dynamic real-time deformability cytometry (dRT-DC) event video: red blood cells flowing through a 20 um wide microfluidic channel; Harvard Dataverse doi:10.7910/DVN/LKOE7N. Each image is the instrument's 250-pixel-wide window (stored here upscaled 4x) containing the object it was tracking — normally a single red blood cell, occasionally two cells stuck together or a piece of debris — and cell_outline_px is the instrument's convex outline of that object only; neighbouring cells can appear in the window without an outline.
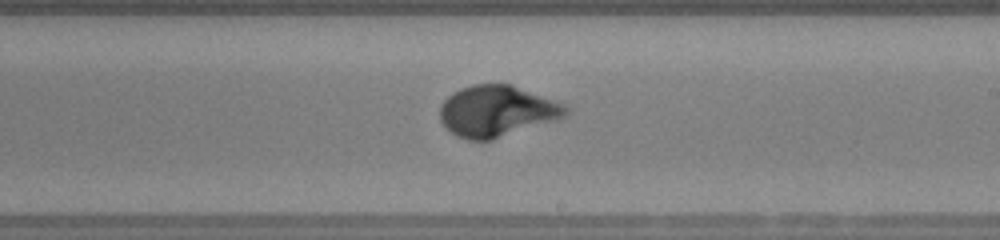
{"species": "human", "species_latin": "Homo sapiens", "temperature_condition": "warm", "stored_images_in_passage": 48, "camera_frame_rate_fps": 3000, "um_per_image_px": 0.085, "donor": {"sex": "female"}, "frame": {"image": 1, "passage_image": 27, "time_ms": 8.667, "image_size_px": [1000, 240], "cell_outline_px": [[568, 112], [560, 120], [492, 140], [468, 140], [456, 136], [440, 120], [440, 104], [452, 92], [460, 88], [472, 84], [508, 84], [564, 104], [568, 108]], "centroid_in_image_um": [42.23, 9.46], "position_along_channel_um": 246.8, "area_um2": 37.51}}
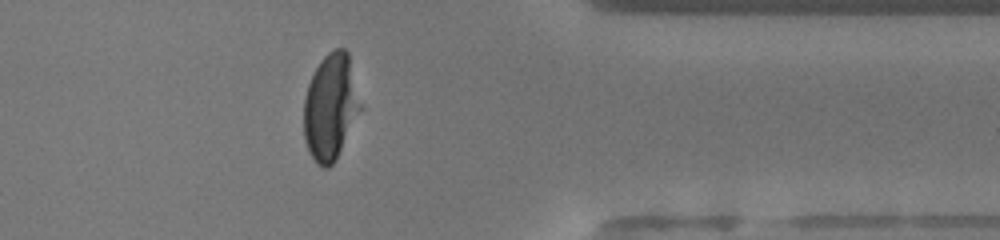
{"frame": {"image": 2, "passage_image": 38, "time_ms": 12.333, "image_size_px": [1000, 240], "cell_outline_px": [[364, 108], [336, 160], [328, 168], [324, 168], [316, 164], [308, 152], [304, 140], [304, 96], [308, 84], [320, 60], [328, 52], [336, 48], [344, 48], [348, 52]], "centroid_in_image_um": [28.13, 9.12], "position_along_channel_um": 383.3, "area_um2": 35.95}}
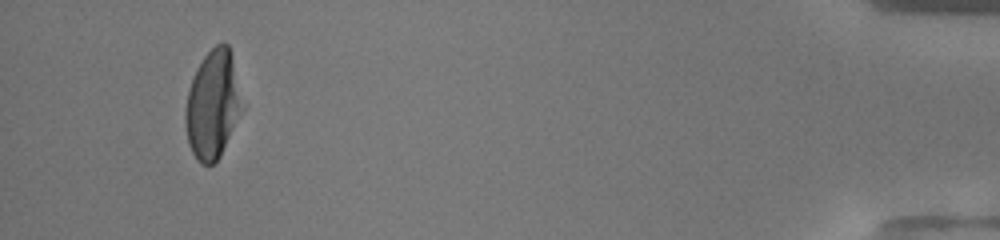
{"frame": {"image": 3, "passage_image": 45, "time_ms": 14.667, "image_size_px": [1000, 240], "cell_outline_px": [[244, 108], [220, 156], [212, 164], [200, 164], [196, 160], [188, 144], [184, 120], [184, 112], [188, 92], [196, 68], [204, 56], [216, 44], [228, 44], [232, 56], [244, 104]], "centroid_in_image_um": [18.09, 8.91], "position_along_channel_um": 417.1, "area_um2": 35.95}, "authors_computed_cell_mechanics": {"area_um2": 36.6741, "velocity_mm_per_s": 4.1789, "shape_relaxation_time_tau1_ms": 3.6687, "shape_relaxation_time_tau2_ms": null, "deformation_change_tau1": 0.2205, "deformation_change_tau2": null}}